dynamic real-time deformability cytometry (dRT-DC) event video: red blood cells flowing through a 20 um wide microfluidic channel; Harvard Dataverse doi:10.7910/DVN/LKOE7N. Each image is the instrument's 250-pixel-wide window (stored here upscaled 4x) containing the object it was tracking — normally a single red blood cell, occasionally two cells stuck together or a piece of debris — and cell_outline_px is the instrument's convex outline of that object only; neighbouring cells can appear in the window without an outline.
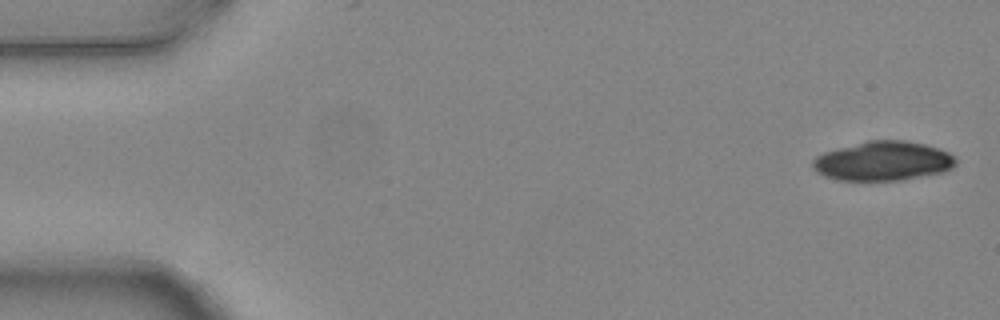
{"species": "common noctule bat (a hibernating species)", "species_latin": "Nyctalus noctula", "temperature_condition": "warm", "stored_images_in_passage": 5, "camera_frame_rate_fps": 3000, "um_per_image_px": 0.085, "animal": {"sex": "female", "body_mass_g": 24.6, "forearm_length_mm": 56.2}, "frame": {"image": 1, "passage_image": 1, "time_ms": 0.0, "image_size_px": [1000, 320], "cell_outline_px": [[956, 164], [952, 168], [944, 172], [900, 180], [836, 180], [824, 176], [816, 172], [812, 168], [812, 160], [816, 156], [824, 152], [868, 140], [904, 140], [924, 144], [948, 152], [956, 160]], "centroid_in_image_um": [75.03, 13.69], "position_along_channel_um": 10.0, "area_um2": 32.71}}